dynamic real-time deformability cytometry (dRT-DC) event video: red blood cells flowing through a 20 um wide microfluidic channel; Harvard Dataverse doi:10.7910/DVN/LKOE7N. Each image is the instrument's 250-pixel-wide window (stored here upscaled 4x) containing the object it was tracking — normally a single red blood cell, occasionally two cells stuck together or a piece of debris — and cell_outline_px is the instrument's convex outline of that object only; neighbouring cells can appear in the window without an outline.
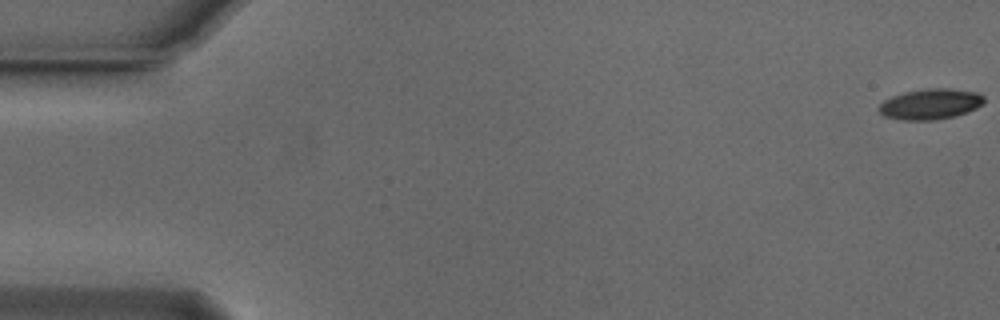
{"species": "Egyptian fruit bat (a non-hibernating species)", "species_latin": "Rousettus aegyptiacus", "temperature_condition": "cold", "stored_images_in_passage": 50, "camera_frame_rate_fps": 3000, "um_per_image_px": 0.085, "animal": {"sex": "male"}, "frame": {"image": 1, "passage_image": 1, "time_ms": 0.0, "image_size_px": [1000, 320], "cell_outline_px": [[984, 104], [968, 112], [956, 116], [932, 120], [900, 120], [884, 116], [880, 112], [880, 104], [884, 100], [892, 96], [904, 92], [928, 88], [948, 88], [976, 92], [984, 96]], "centroid_in_image_um": [79.11, 8.85], "position_along_channel_um": 5.9, "area_um2": 18.79}}
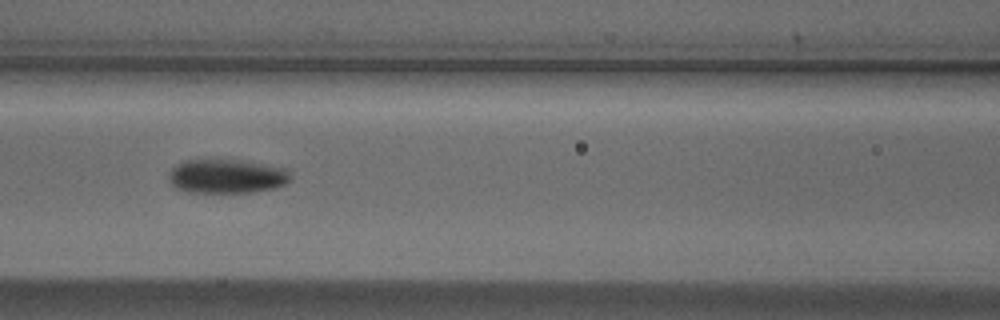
{"frame": {"image": 2, "passage_image": 20, "time_ms": 6.333, "image_size_px": [1000, 320], "cell_outline_px": [[292, 180], [276, 188], [252, 192], [184, 192], [176, 188], [168, 180], [168, 176], [172, 168], [176, 164], [184, 160], [228, 160], [260, 164], [284, 168], [292, 176]], "centroid_in_image_um": [19.23, 15.0], "position_along_channel_um": 147.4, "area_um2": 23.99}}
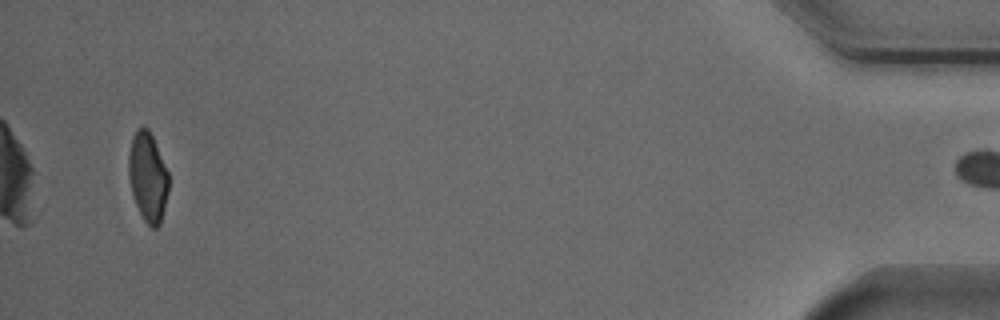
{"frame": {"image": 3, "passage_image": 49, "time_ms": 16.0, "image_size_px": [1000, 320], "cell_outline_px": [[168, 192], [160, 224], [156, 228], [152, 228], [144, 220], [136, 204], [132, 192], [128, 176], [128, 156], [132, 136], [136, 128], [144, 124], [148, 128], [152, 136], [168, 172]], "centroid_in_image_um": [12.55, 14.99], "position_along_channel_um": 422.7, "area_um2": 20.81}}